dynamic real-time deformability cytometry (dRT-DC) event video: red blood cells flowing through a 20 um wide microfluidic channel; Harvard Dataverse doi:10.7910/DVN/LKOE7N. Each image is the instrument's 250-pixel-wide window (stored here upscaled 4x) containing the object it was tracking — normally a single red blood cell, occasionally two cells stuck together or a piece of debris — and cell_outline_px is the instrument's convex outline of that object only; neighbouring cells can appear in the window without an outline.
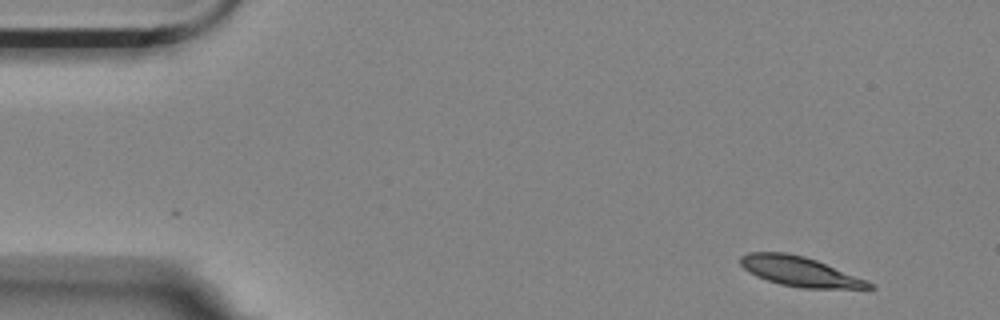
{"species": "Egyptian fruit bat (a non-hibernating species)", "species_latin": "Rousettus aegyptiacus", "temperature_condition": "room temperature", "stored_images_in_passage": 5, "camera_frame_rate_fps": 3000, "um_per_image_px": 0.085, "animal": {"sex": "female"}, "frame": {"image": 1, "passage_image": 1, "time_ms": 0.0, "image_size_px": [1000, 320], "cell_outline_px": [[876, 288], [800, 288], [780, 284], [756, 276], [748, 272], [740, 264], [740, 256], [748, 252], [788, 252], [804, 256], [816, 260], [864, 280], [872, 284]], "centroid_in_image_um": [67.89, 23.06], "position_along_channel_um": 17.1, "area_um2": 21.91}}